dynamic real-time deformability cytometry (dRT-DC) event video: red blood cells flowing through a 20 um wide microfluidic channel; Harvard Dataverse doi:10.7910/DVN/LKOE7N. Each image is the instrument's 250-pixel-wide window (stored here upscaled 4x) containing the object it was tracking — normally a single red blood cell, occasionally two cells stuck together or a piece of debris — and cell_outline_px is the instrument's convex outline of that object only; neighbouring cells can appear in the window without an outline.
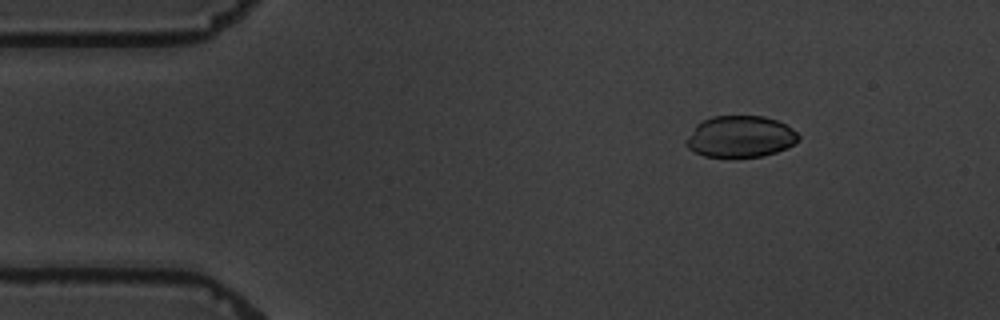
{"species": "common noctule bat (a hibernating species)", "species_latin": "Nyctalus noctula", "temperature_condition": "warm", "stored_images_in_passage": 5, "segment_of_instrument_passage": [2, 2], "camera_frame_rate_fps": 3000, "um_per_image_px": 0.085, "animal": {"sex": "male", "body_mass_g": 19.5, "forearm_length_mm": 54.6}, "frame": {"image": 1, "passage_image": 5, "time_ms": 9.0, "image_size_px": [1000, 320], "cell_outline_px": [[800, 136], [788, 148], [764, 156], [736, 160], [728, 160], [704, 156], [688, 148], [684, 144], [684, 140], [696, 124], [712, 116], [764, 116], [776, 120], [792, 128]], "centroid_in_image_um": [62.88, 11.66], "position_along_channel_um": 22.1, "area_um2": 27.98}}